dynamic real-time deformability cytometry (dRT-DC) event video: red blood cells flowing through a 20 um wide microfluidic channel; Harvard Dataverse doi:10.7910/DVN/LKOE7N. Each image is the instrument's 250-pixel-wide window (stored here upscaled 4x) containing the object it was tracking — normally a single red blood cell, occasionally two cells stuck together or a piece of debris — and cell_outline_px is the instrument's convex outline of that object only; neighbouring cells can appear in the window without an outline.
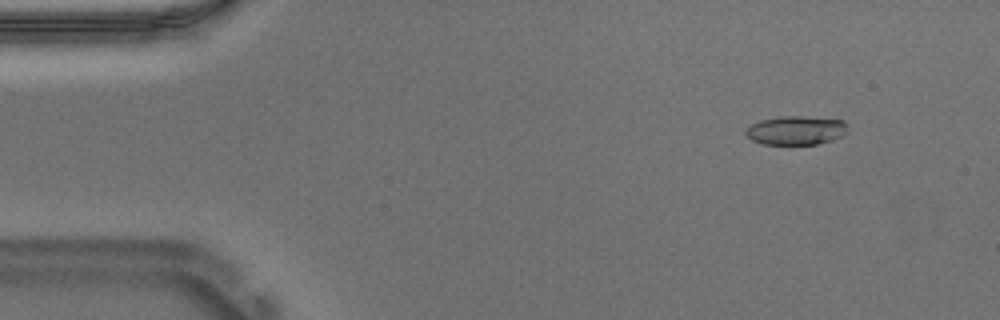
{"species": "Egyptian fruit bat (a non-hibernating species)", "species_latin": "Rousettus aegyptiacus", "temperature_condition": "warm", "stored_images_in_passage": 55, "camera_frame_rate_fps": 3000, "um_per_image_px": 0.085, "animal": {"sex": "male"}, "frame": {"image": 1, "passage_image": 6, "time_ms": 1.667, "image_size_px": [1000, 320], "cell_outline_px": [[848, 132], [844, 136], [832, 140], [816, 144], [764, 144], [752, 140], [744, 132], [752, 124], [760, 120], [784, 116], [804, 116], [844, 120], [848, 128]], "centroid_in_image_um": [67.72, 11.08], "position_along_channel_um": 17.3, "area_um2": 17.17}}
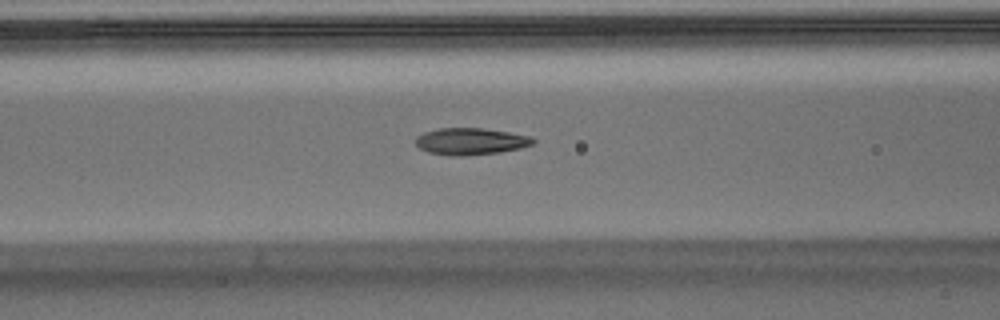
{"frame": {"image": 2, "passage_image": 22, "time_ms": 7.0, "image_size_px": [1000, 320], "cell_outline_px": [[536, 140], [532, 144], [520, 148], [500, 152], [464, 156], [448, 156], [428, 152], [420, 148], [416, 144], [416, 136], [424, 132], [440, 128], [484, 128], [532, 136]], "centroid_in_image_um": [40.0, 12.02], "position_along_channel_um": 126.6, "area_um2": 18.44}}
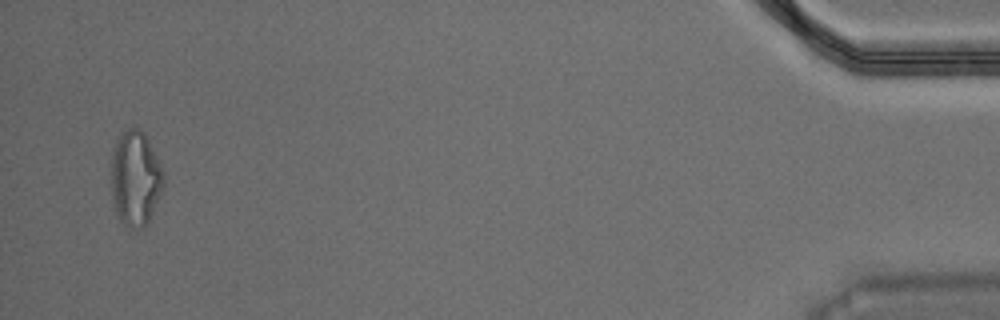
{"frame": {"image": 3, "passage_image": 53, "time_ms": 17.333, "image_size_px": [1000, 320], "cell_outline_px": [[164, 184], [148, 224], [144, 228], [136, 232], [124, 224], [116, 216], [112, 200], [112, 148], [120, 132], [124, 128], [132, 124], [140, 128], [144, 132], [164, 172]], "centroid_in_image_um": [11.49, 15.15], "position_along_channel_um": 423.7, "area_um2": 29.77}, "authors_computed_cell_mechanics": {"area_um2": 18.0336, "velocity_mm_per_s": 3.7082, "shape_relaxation_time_tau1_ms": 7.1405, "shape_relaxation_time_tau2_ms": 1.1792, "deformation_change_tau1": 0.2254, "deformation_change_tau2": 0.0878}}